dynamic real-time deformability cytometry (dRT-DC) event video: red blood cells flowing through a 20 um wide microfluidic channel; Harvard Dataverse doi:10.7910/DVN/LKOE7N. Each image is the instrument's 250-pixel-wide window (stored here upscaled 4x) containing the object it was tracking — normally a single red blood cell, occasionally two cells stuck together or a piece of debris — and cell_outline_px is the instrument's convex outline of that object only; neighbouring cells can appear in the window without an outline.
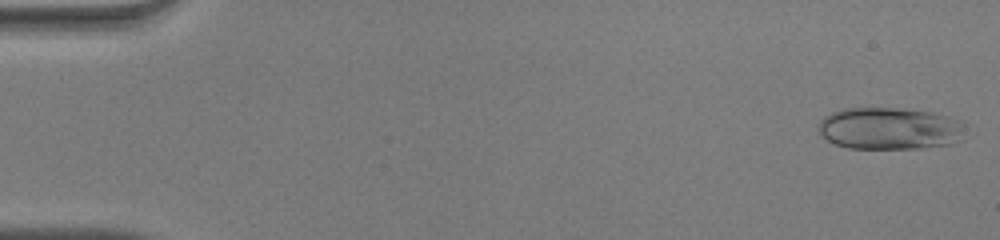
{"species": "human", "species_latin": "Homo sapiens", "temperature_condition": "warm", "stored_images_in_passage": 50, "camera_frame_rate_fps": 3000, "um_per_image_px": 0.085, "donor": {"sex": "male"}, "frame": {"image": 1, "passage_image": 1, "time_ms": 0.0, "image_size_px": [1000, 240], "cell_outline_px": [[964, 140], [952, 144], [920, 148], [848, 148], [836, 144], [820, 136], [816, 132], [820, 120], [824, 116], [832, 112], [844, 108], [896, 108], [932, 112], [964, 120]], "centroid_in_image_um": [75.64, 10.92], "position_along_channel_um": 9.4, "area_um2": 36.59}}
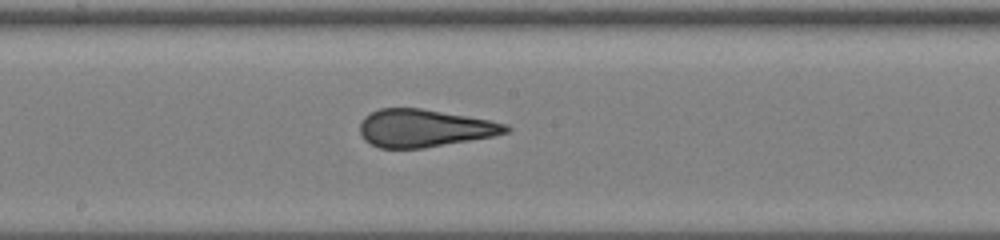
{"frame": {"image": 2, "passage_image": 27, "time_ms": 8.667, "image_size_px": [1000, 240], "cell_outline_px": [[512, 128], [508, 132], [492, 136], [424, 148], [380, 148], [364, 140], [360, 132], [360, 120], [364, 116], [380, 108], [420, 108], [488, 120], [508, 124]], "centroid_in_image_um": [36.03, 10.89], "position_along_channel_um": 212.2, "area_um2": 31.79}}
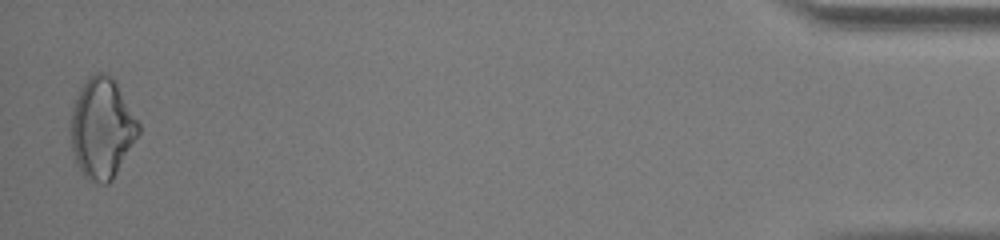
{"frame": {"image": 3, "passage_image": 49, "time_ms": 16.0, "image_size_px": [1000, 240], "cell_outline_px": [[140, 132], [112, 180], [108, 184], [100, 184], [88, 180], [84, 176], [76, 164], [72, 148], [72, 104], [80, 88], [96, 72], [100, 72], [108, 76], [116, 84], [140, 124]], "centroid_in_image_um": [8.66, 10.96], "position_along_channel_um": 426.5, "area_um2": 38.9}, "authors_computed_cell_mechanics": {"area_um2": 34.1598, "velocity_mm_per_s": 4.1216, "shape_relaxation_time_tau1_ms": null, "shape_relaxation_time_tau2_ms": 0.6821, "deformation_change_tau1": null, "deformation_change_tau2": 0.1002}}